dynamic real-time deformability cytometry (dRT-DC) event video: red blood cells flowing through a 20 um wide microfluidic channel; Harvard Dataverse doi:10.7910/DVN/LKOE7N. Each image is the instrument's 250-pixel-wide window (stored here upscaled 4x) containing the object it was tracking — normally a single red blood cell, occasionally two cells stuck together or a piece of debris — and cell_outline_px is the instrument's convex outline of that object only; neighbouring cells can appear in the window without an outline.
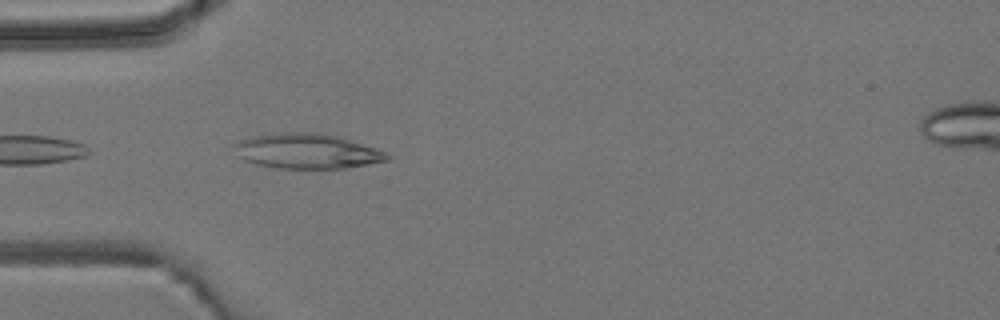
{"species": "common noctule bat (a hibernating species)", "species_latin": "Nyctalus noctula", "temperature_condition": "room temperature", "stored_images_in_passage": 1, "camera_frame_rate_fps": 3000, "um_per_image_px": 0.085, "animal": {"sex": "male", "body_mass_g": 19.2, "forearm_length_mm": 51.8}, "frame": {"image": 1, "passage_image": 1, "time_ms": 0.0, "image_size_px": [1000, 320], "cell_outline_px": [[388, 160], [368, 164], [344, 168], [276, 168], [256, 164], [244, 160], [236, 156], [232, 144], [240, 140], [252, 136], [292, 132], [312, 132], [340, 136], [376, 148], [384, 152], [388, 156]], "centroid_in_image_um": [26.04, 12.84], "position_along_channel_um": 59.0, "area_um2": 31.1}}